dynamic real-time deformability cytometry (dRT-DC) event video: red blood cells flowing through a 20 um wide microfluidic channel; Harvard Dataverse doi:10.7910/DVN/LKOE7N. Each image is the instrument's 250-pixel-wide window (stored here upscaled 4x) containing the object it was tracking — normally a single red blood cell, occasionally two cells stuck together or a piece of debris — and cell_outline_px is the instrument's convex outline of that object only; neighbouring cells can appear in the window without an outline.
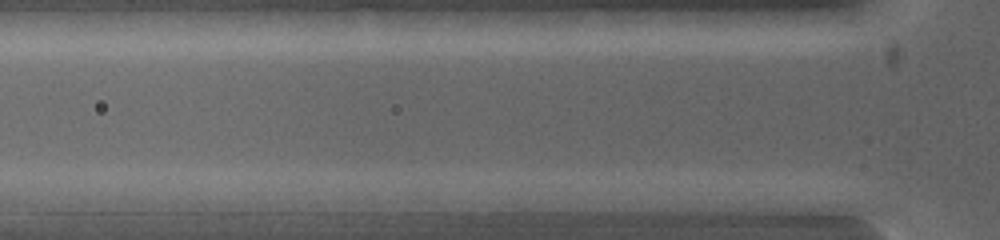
{"species": "common noctule bat (a hibernating species)", "species_latin": "Nyctalus noctula", "temperature_condition": "warm", "stored_images_in_passage": 2, "camera_frame_rate_fps": 5000, "um_per_image_px": 0.085, "animal": {"sex": "female", "body_mass_g": 19.0, "forearm_length_mm": 53.3}, "frame": {"image": 1, "passage_image": 2, "time_ms": 0.2, "image_size_px": [1000, 240], "cell_outline_px": [[612, 204], [608, 212], [508, 212], [500, 200], [580, 192], [612, 200]], "centroid_in_image_um": [47.52, 17.31], "position_along_channel_um": 78.3, "area_um2": 12.48}}